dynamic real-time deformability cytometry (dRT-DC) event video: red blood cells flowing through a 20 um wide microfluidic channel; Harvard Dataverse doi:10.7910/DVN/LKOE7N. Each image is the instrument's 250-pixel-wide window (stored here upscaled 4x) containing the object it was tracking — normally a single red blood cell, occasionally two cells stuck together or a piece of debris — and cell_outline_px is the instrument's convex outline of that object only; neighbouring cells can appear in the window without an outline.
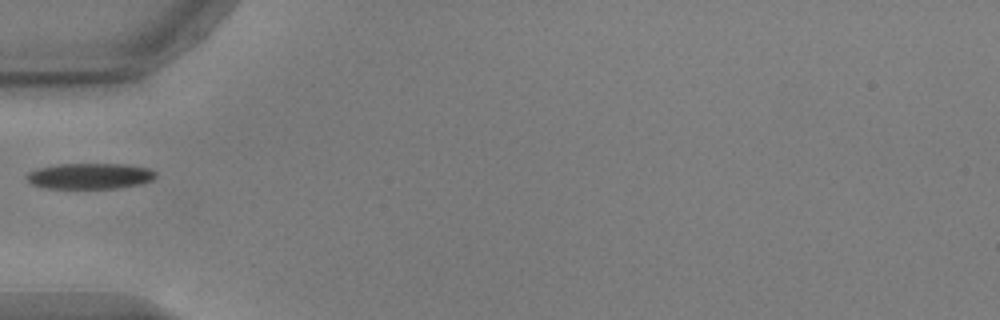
{"species": "common noctule bat (a hibernating species)", "species_latin": "Nyctalus noctula", "temperature_condition": "warm", "stored_images_in_passage": 37, "camera_frame_rate_fps": 3000, "um_per_image_px": 0.085, "animal": {"sex": "male", "body_mass_g": 17.9, "forearm_length_mm": 54.2}, "frame": {"image": 1, "passage_image": 1, "time_ms": 0.0, "image_size_px": [1000, 320], "cell_outline_px": [[156, 176], [152, 180], [144, 184], [120, 188], [44, 188], [32, 184], [24, 176], [28, 172], [36, 168], [60, 164], [128, 164], [152, 168], [156, 172]], "centroid_in_image_um": [7.69, 14.96], "position_along_channel_um": 77.3, "area_um2": 19.77}}
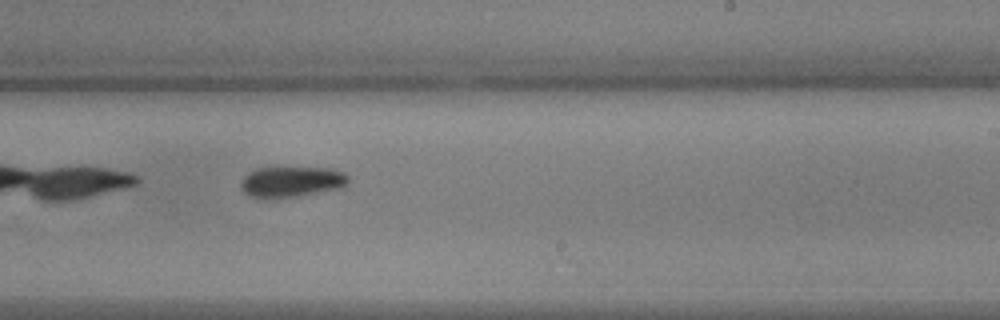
{"frame": {"image": 2, "passage_image": 16, "time_ms": 5.0, "image_size_px": [1000, 320], "cell_outline_px": [[348, 180], [344, 188], [300, 196], [252, 196], [244, 192], [240, 188], [240, 184], [244, 176], [248, 172], [256, 168], [328, 168], [344, 172], [348, 176]], "centroid_in_image_um": [24.83, 15.43], "position_along_channel_um": 264.2, "area_um2": 18.9}}
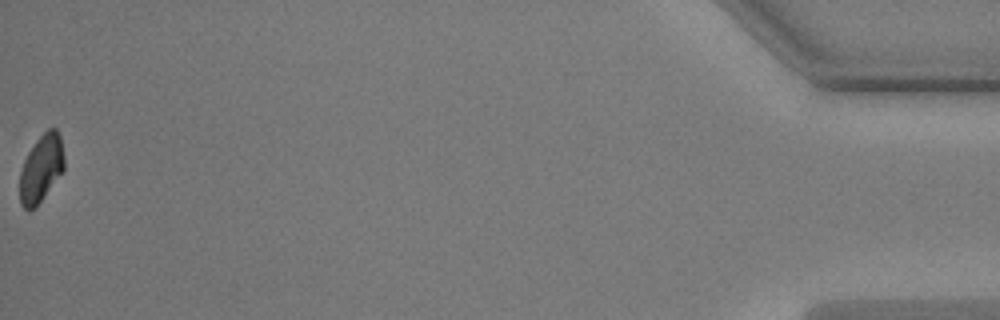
{"frame": {"image": 3, "passage_image": 37, "time_ms": 12.0, "image_size_px": [1000, 320], "cell_outline_px": [[64, 168], [40, 200], [28, 212], [20, 204], [20, 172], [24, 160], [28, 152], [36, 140], [48, 128], [56, 128], [60, 136], [64, 156]], "centroid_in_image_um": [3.48, 14.28], "position_along_channel_um": 431.7, "area_um2": 16.99}}